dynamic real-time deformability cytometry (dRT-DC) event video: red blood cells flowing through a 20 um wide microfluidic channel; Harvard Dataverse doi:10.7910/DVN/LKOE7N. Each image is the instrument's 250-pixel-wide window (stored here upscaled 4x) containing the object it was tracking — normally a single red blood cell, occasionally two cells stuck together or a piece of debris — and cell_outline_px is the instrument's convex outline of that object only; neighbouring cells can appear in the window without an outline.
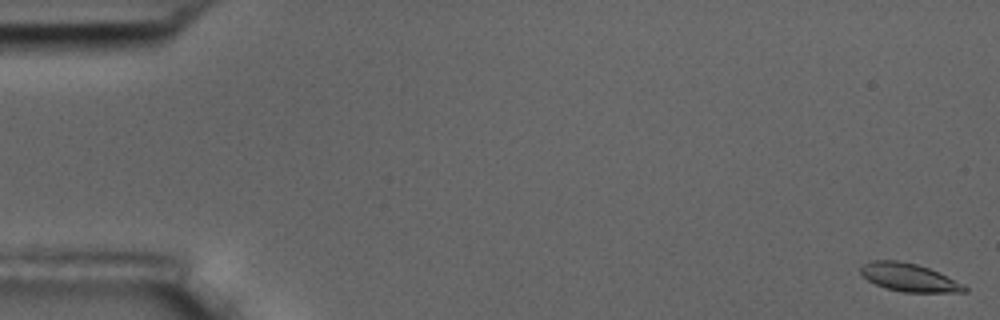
{"species": "common noctule bat (a hibernating species)", "species_latin": "Nyctalus noctula", "temperature_condition": "room temperature", "stored_images_in_passage": 5, "camera_frame_rate_fps": 3000, "um_per_image_px": 0.085, "animal": {"sex": "male", "body_mass_g": 17.5, "forearm_length_mm": 52.3}, "frame": {"image": 1, "passage_image": 1, "time_ms": 0.0, "image_size_px": [1000, 320], "cell_outline_px": [[968, 292], [904, 292], [888, 288], [876, 284], [860, 276], [860, 268], [864, 264], [872, 260], [896, 260], [916, 264], [940, 272], [964, 284], [968, 288]], "centroid_in_image_um": [77.28, 23.58], "position_along_channel_um": 7.7, "area_um2": 16.99}}